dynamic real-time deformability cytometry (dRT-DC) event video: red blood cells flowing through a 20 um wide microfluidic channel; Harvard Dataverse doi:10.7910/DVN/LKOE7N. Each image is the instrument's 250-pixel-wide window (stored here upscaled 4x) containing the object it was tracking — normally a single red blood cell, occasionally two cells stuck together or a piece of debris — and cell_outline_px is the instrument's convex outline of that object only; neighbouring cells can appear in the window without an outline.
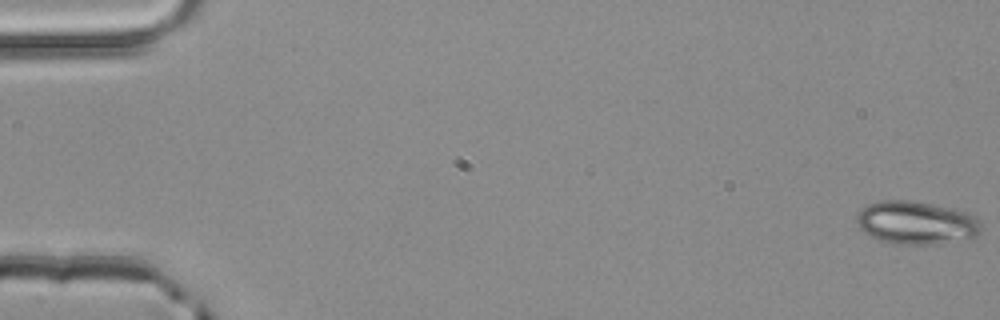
{"species": "common noctule bat (a hibernating species)", "species_latin": "Nyctalus noctula", "temperature_condition": "room temperature", "stored_images_in_passage": 4, "camera_frame_rate_fps": 3000, "um_per_image_px": 0.085, "animal": {"sex": "male", "body_mass_g": 20.4}, "frame": {"image": 1, "passage_image": 1, "time_ms": 0.0, "image_size_px": [1000, 320], "cell_outline_px": [[980, 232], [976, 236], [936, 244], [900, 244], [880, 240], [864, 232], [860, 228], [856, 220], [856, 216], [868, 204], [880, 200], [912, 200], [952, 208], [968, 212], [976, 216], [980, 220]], "centroid_in_image_um": [77.9, 18.91], "position_along_channel_um": 7.1, "area_um2": 31.1}}